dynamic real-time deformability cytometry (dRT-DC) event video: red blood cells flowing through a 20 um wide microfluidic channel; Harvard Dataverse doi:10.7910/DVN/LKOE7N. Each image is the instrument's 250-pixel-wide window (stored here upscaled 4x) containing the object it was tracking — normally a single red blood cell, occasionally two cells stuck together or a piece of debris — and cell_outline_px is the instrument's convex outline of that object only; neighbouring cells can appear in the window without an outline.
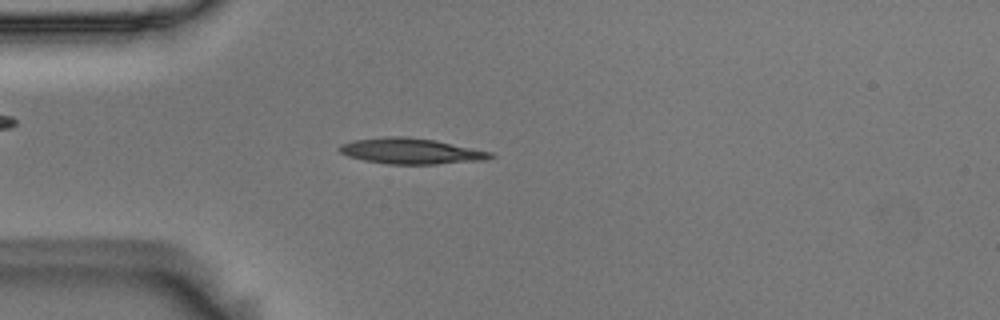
{"species": "Egyptian fruit bat (a non-hibernating species)", "species_latin": "Rousettus aegyptiacus", "temperature_condition": "room temperature", "stored_images_in_passage": 53, "camera_frame_rate_fps": 3000, "um_per_image_px": 0.085, "animal": {"sex": "male"}, "frame": {"image": 1, "passage_image": 13, "time_ms": 4.0, "image_size_px": [1000, 320], "cell_outline_px": [[496, 156], [488, 160], [436, 164], [388, 164], [364, 160], [348, 156], [340, 152], [336, 148], [340, 144], [352, 140], [388, 136], [408, 136], [436, 140], [492, 152]], "centroid_in_image_um": [34.94, 12.84], "position_along_channel_um": 50.1, "area_um2": 22.95}}
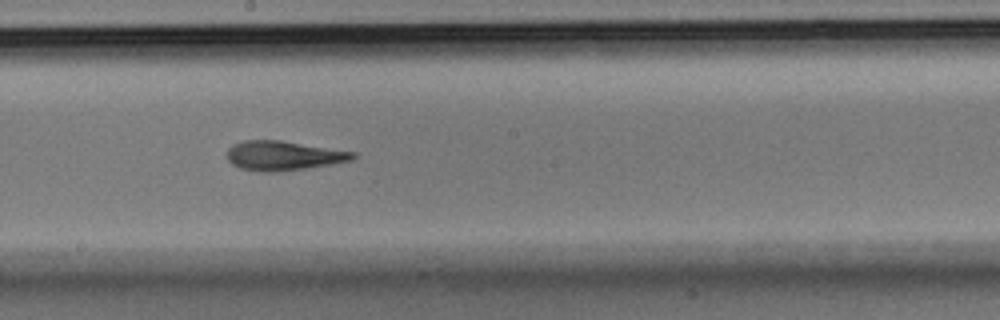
{"frame": {"image": 2, "passage_image": 28, "time_ms": 9.0, "image_size_px": [1000, 320], "cell_outline_px": [[356, 156], [352, 160], [332, 164], [308, 168], [276, 172], [260, 172], [240, 168], [232, 164], [228, 160], [228, 148], [232, 144], [244, 140], [280, 140], [356, 152]], "centroid_in_image_um": [24.08, 13.23], "position_along_channel_um": 224.1, "area_um2": 21.68}}
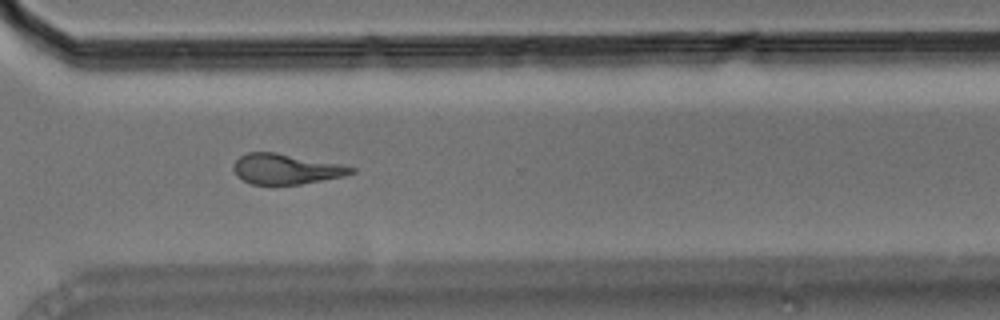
{"frame": {"image": 3, "passage_image": 38, "time_ms": 12.333, "image_size_px": [1000, 320], "cell_outline_px": [[356, 172], [344, 176], [300, 184], [252, 184], [236, 176], [232, 168], [232, 164], [240, 156], [248, 152], [276, 152], [344, 164], [356, 168]], "centroid_in_image_um": [24.32, 14.35], "position_along_channel_um": 346.3, "area_um2": 20.98}, "authors_computed_cell_mechanics": {"area_um2": 21.4438, "velocity_mm_per_s": 3.6755, "shape_relaxation_time_tau1_ms": 8.7115, "shape_relaxation_time_tau2_ms": 4.6327, "deformation_change_tau1": 0.2386, "deformation_change_tau2": 0.1454}}